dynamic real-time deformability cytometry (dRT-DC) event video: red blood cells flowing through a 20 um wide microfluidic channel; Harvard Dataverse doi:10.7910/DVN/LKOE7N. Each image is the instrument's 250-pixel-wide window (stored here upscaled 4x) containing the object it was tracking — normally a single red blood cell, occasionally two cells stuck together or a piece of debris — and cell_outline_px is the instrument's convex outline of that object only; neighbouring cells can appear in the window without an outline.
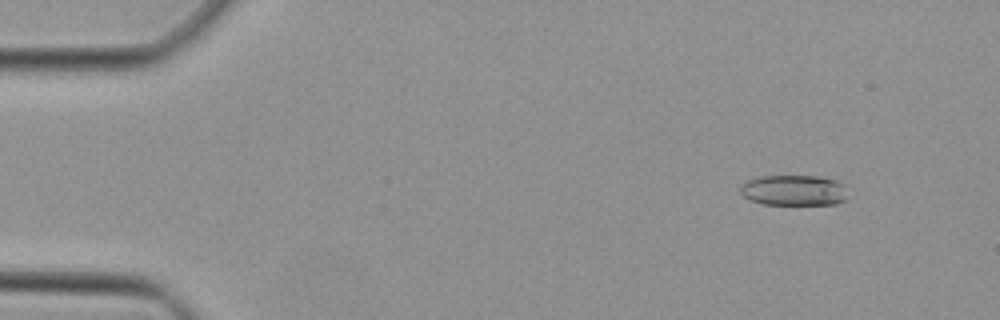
{"species": "Egyptian fruit bat (a non-hibernating species)", "species_latin": "Rousettus aegyptiacus", "temperature_condition": "cold", "stored_images_in_passage": 47, "camera_frame_rate_fps": 3000, "um_per_image_px": 0.085, "animal": {"sex": "female"}, "frame": {"image": 1, "passage_image": 5, "time_ms": 1.333, "image_size_px": [1000, 320], "cell_outline_px": [[844, 200], [836, 204], [764, 204], [748, 200], [740, 192], [740, 184], [748, 180], [760, 176], [820, 176], [844, 184]], "centroid_in_image_um": [67.4, 16.17], "position_along_channel_um": 17.6, "area_um2": 19.02}}
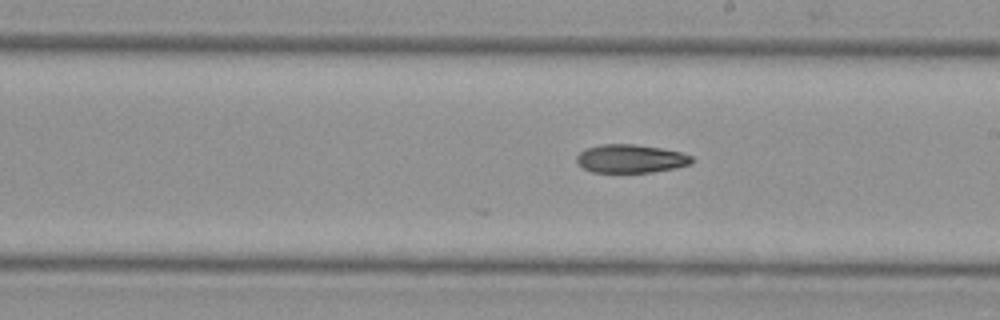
{"frame": {"image": 2, "passage_image": 27, "time_ms": 8.667, "image_size_px": [1000, 320], "cell_outline_px": [[692, 164], [676, 168], [652, 172], [592, 172], [576, 164], [576, 156], [580, 152], [588, 148], [604, 144], [636, 144], [660, 148], [680, 152], [692, 156]], "centroid_in_image_um": [53.61, 13.49], "position_along_channel_um": 235.4, "area_um2": 19.02}}
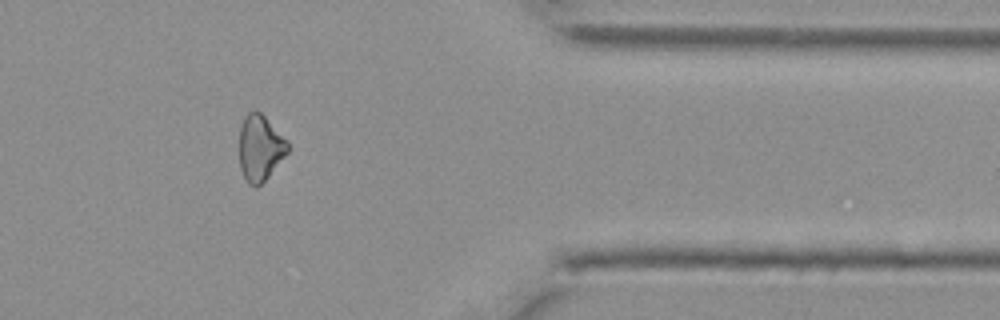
{"frame": {"image": 3, "passage_image": 39, "time_ms": 12.667, "image_size_px": [1000, 320], "cell_outline_px": [[288, 152], [268, 176], [256, 188], [248, 184], [240, 168], [240, 124], [244, 116], [248, 112], [256, 108], [288, 140]], "centroid_in_image_um": [22.1, 12.54], "position_along_channel_um": 389.3, "area_um2": 18.61}}